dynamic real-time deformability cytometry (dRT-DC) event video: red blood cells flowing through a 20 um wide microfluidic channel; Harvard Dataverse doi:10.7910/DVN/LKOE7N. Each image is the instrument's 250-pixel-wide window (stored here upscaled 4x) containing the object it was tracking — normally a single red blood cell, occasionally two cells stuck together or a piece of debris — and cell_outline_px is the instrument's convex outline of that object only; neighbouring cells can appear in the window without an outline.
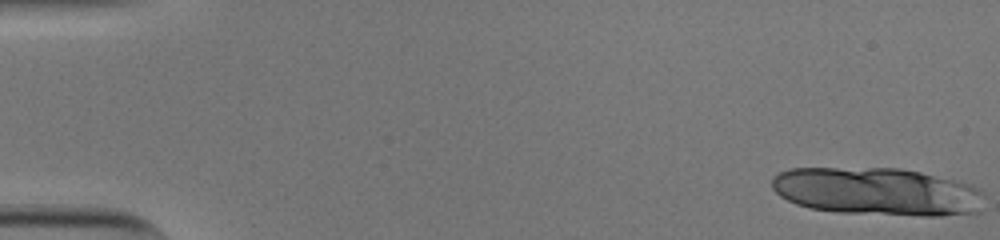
{"species": "human", "species_latin": "Homo sapiens", "temperature_condition": "cold", "stored_images_in_passage": 16, "camera_frame_rate_fps": 3000, "um_per_image_px": 0.085, "donor": {"sex": "male"}, "frame": {"image": 1, "passage_image": 1, "time_ms": 0.0, "image_size_px": [1000, 240], "cell_outline_px": [[980, 192], [976, 212], [940, 216], [924, 216], [836, 212], [808, 208], [796, 204], [780, 196], [772, 188], [772, 180], [780, 172], [792, 168], [900, 168], [920, 172], [968, 184], [976, 188]], "centroid_in_image_um": [74.45, 16.28], "position_along_channel_um": 10.5, "area_um2": 58.55}}